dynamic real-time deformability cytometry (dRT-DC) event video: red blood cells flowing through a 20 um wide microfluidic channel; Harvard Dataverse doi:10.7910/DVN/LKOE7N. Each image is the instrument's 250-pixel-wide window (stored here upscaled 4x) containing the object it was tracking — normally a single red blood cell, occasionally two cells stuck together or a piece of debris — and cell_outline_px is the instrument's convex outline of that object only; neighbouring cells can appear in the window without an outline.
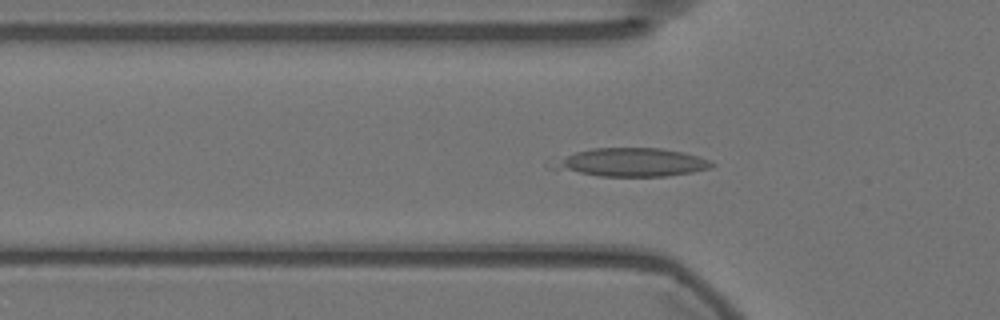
{"species": "Egyptian fruit bat (a non-hibernating species)", "species_latin": "Rousettus aegyptiacus", "temperature_condition": "warm", "stored_images_in_passage": 57, "camera_frame_rate_fps": 3000, "um_per_image_px": 0.085, "animal": {"sex": "female"}, "frame": {"image": 1, "passage_image": 18, "time_ms": 5.667, "image_size_px": [1000, 320], "cell_outline_px": [[716, 164], [712, 168], [692, 172], [664, 176], [600, 176], [548, 168], [544, 164], [576, 152], [592, 148], [660, 148], [684, 152], [700, 156], [712, 160]], "centroid_in_image_um": [53.66, 13.8], "position_along_channel_um": 72.1, "area_um2": 26.59}}
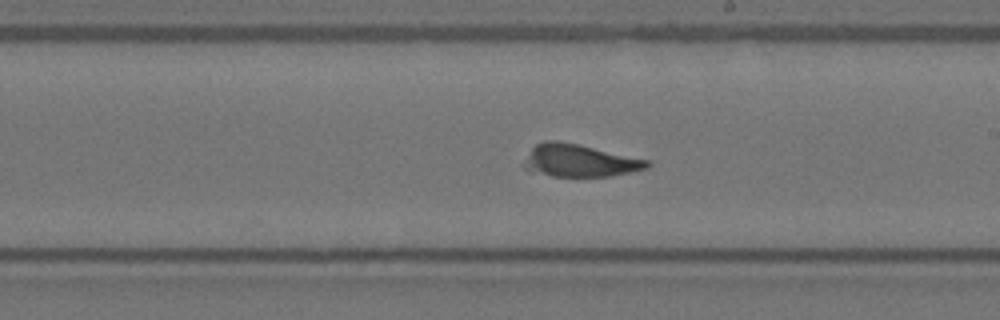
{"frame": {"image": 2, "passage_image": 32, "time_ms": 10.333, "image_size_px": [1000, 320], "cell_outline_px": [[652, 164], [648, 168], [612, 176], [552, 176], [528, 172], [520, 164], [532, 148], [536, 144], [544, 140], [556, 140], [580, 144], [648, 160]], "centroid_in_image_um": [49.2, 13.65], "position_along_channel_um": 239.8, "area_um2": 23.64}}
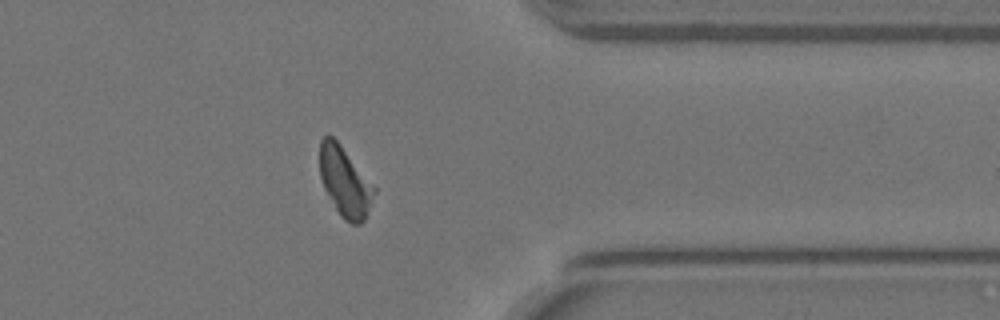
{"frame": {"image": 3, "passage_image": 45, "time_ms": 14.667, "image_size_px": [1000, 320], "cell_outline_px": [[376, 192], [364, 220], [360, 224], [352, 224], [344, 220], [340, 216], [324, 188], [320, 176], [320, 140], [328, 132], [340, 144], [376, 188]], "centroid_in_image_um": [29.31, 15.45], "position_along_channel_um": 382.1, "area_um2": 21.96}, "authors_computed_cell_mechanics": {"area_um2": 23.698, "velocity_mm_per_s": 3.5668, "shape_relaxation_time_tau1_ms": 10.6442, "shape_relaxation_time_tau2_ms": 1.7292, "deformation_change_tau1": 0.3211, "deformation_change_tau2": 0.0914}}